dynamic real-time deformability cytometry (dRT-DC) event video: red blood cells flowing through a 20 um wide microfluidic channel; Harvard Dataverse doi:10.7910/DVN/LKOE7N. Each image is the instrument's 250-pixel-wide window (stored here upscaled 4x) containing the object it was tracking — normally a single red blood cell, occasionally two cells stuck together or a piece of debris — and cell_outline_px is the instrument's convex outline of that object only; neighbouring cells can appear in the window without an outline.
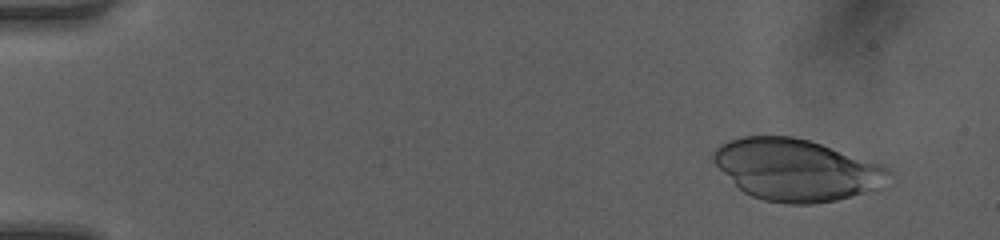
{"species": "human", "species_latin": "Homo sapiens", "temperature_condition": "room temperature", "stored_images_in_passage": 48, "camera_frame_rate_fps": 3000, "um_per_image_px": 0.085, "donor": {"sex": "female"}, "frame": {"image": 1, "passage_image": 4, "time_ms": 1.0, "image_size_px": [1000, 240], "cell_outline_px": [[892, 172], [884, 188], [836, 200], [812, 204], [784, 204], [764, 200], [752, 196], [744, 192], [712, 160], [712, 156], [716, 148], [720, 144], [728, 140], [744, 136], [792, 136], [808, 140], [884, 164]], "centroid_in_image_um": [67.76, 14.44], "position_along_channel_um": 17.2, "area_um2": 63.18}}